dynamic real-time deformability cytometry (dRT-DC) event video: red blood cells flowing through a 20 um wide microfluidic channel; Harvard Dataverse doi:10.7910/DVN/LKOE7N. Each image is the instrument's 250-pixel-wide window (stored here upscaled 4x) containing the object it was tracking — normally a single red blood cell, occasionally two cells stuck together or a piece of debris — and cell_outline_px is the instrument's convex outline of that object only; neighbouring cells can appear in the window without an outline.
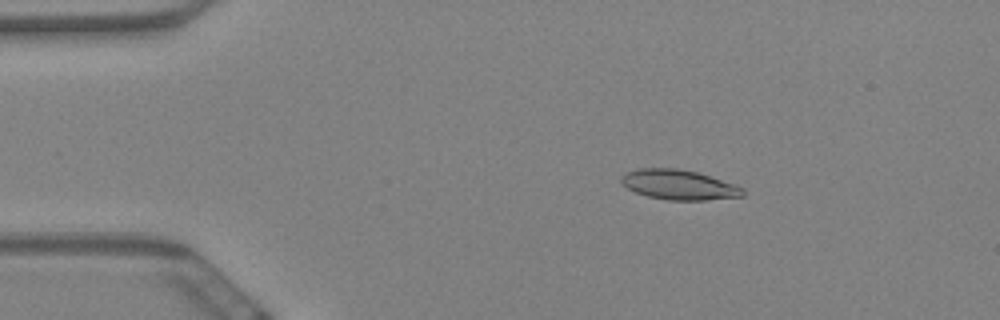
{"species": "Egyptian fruit bat (a non-hibernating species)", "species_latin": "Rousettus aegyptiacus", "temperature_condition": "warm", "stored_images_in_passage": 60, "camera_frame_rate_fps": 3000, "um_per_image_px": 0.085, "animal": {"sex": "female"}, "frame": {"image": 1, "passage_image": 11, "time_ms": 3.333, "image_size_px": [1000, 320], "cell_outline_px": [[744, 196], [704, 200], [668, 200], [648, 196], [636, 192], [620, 184], [620, 176], [624, 172], [636, 168], [676, 168], [696, 172], [736, 184], [744, 188]], "centroid_in_image_um": [57.67, 15.69], "position_along_channel_um": 27.3, "area_um2": 21.33}}
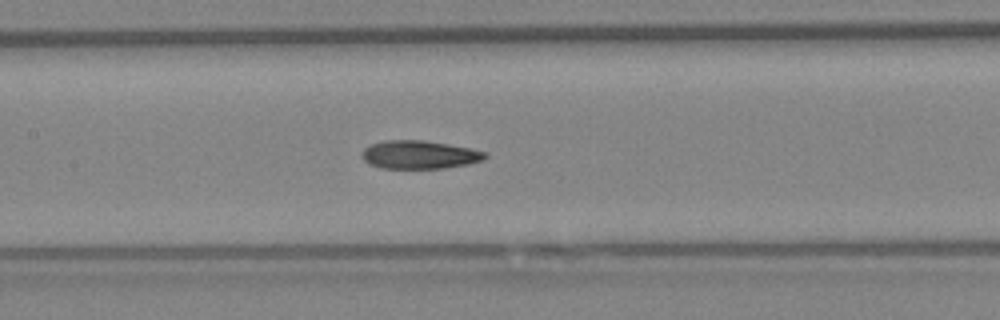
{"frame": {"image": 2, "passage_image": 29, "time_ms": 9.333, "image_size_px": [1000, 320], "cell_outline_px": [[488, 156], [484, 160], [468, 164], [444, 168], [380, 168], [368, 164], [360, 156], [364, 148], [372, 144], [384, 140], [424, 140], [448, 144], [488, 152]], "centroid_in_image_um": [35.64, 13.15], "position_along_channel_um": 171.8, "area_um2": 20.4}}
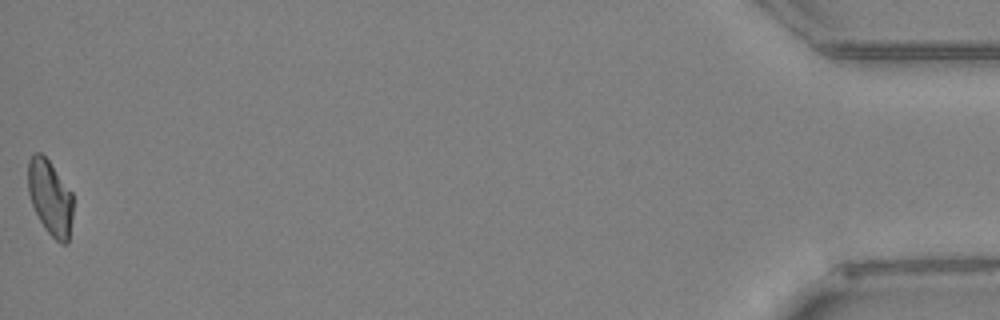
{"frame": {"image": 3, "passage_image": 60, "time_ms": 19.667, "image_size_px": [1000, 320], "cell_outline_px": [[72, 216], [68, 244], [60, 244], [44, 228], [32, 204], [28, 192], [28, 160], [32, 152], [40, 152], [48, 160], [72, 192]], "centroid_in_image_um": [4.25, 16.79], "position_along_channel_um": 430.9, "area_um2": 19.65}, "authors_computed_cell_mechanics": {"area_um2": 20.519, "velocity_mm_per_s": 3.461, "shape_relaxation_time_tau1_ms": null, "shape_relaxation_time_tau2_ms": 3.2277, "deformation_change_tau1": null, "deformation_change_tau2": 0.0992}}